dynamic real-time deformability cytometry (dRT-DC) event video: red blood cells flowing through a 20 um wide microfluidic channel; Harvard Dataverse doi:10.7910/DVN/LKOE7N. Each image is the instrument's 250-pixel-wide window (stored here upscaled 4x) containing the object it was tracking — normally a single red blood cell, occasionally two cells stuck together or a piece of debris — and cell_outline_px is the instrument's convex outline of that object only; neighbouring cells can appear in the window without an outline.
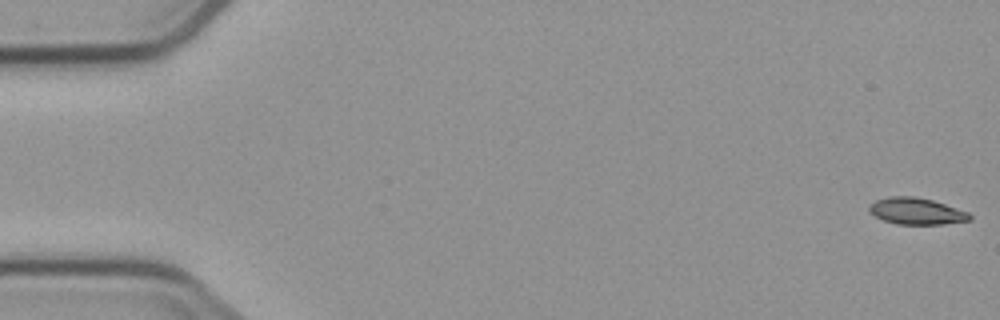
{"species": "common noctule bat (a hibernating species)", "species_latin": "Nyctalus noctula", "temperature_condition": "cold", "stored_images_in_passage": 5, "camera_frame_rate_fps": 3000, "um_per_image_px": 0.085, "animal": {"sex": "male", "body_mass_g": 23.1, "forearm_length_mm": 52.7}, "frame": {"image": 1, "passage_image": 1, "time_ms": 0.0, "image_size_px": [1000, 320], "cell_outline_px": [[972, 220], [944, 224], [896, 224], [884, 220], [868, 212], [868, 208], [876, 200], [888, 196], [912, 196], [932, 200], [968, 212], [972, 216]], "centroid_in_image_um": [77.9, 17.95], "position_along_channel_um": 7.1, "area_um2": 15.49}}
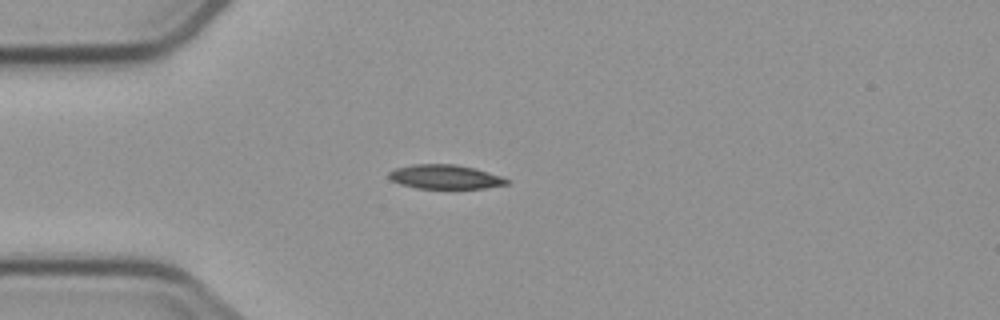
{"frame": {"image": 2, "passage_image": 5, "time_ms": 4.667, "image_size_px": [1000, 320], "cell_outline_px": [[512, 180], [508, 184], [484, 188], [416, 188], [400, 184], [392, 180], [388, 176], [388, 172], [396, 168], [412, 164], [456, 164], [476, 168]], "centroid_in_image_um": [37.85, 15.02], "position_along_channel_um": 47.2, "area_um2": 16.65}}